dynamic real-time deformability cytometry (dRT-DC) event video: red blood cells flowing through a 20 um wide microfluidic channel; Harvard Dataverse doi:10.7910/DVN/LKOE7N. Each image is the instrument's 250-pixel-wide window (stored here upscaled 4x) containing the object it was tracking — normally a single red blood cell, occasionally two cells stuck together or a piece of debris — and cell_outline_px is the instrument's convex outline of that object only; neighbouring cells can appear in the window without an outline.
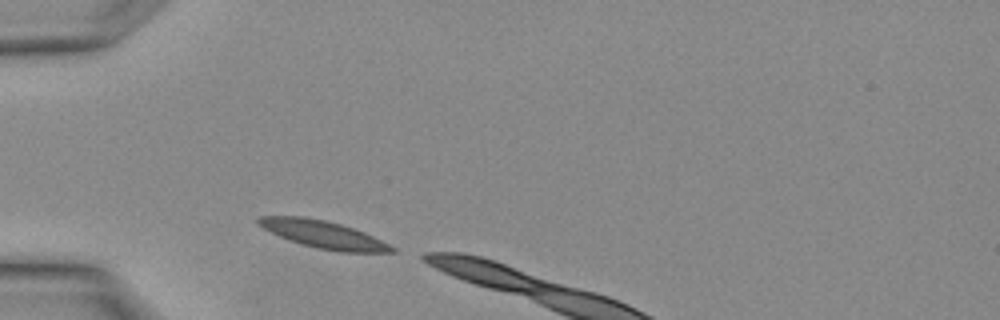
{"species": "Egyptian fruit bat (a non-hibernating species)", "species_latin": "Rousettus aegyptiacus", "temperature_condition": "warm", "stored_images_in_passage": 4, "camera_frame_rate_fps": 3000, "um_per_image_px": 0.085, "animal": {"sex": "female"}, "frame": {"image": 1, "passage_image": 1, "time_ms": 0.0, "image_size_px": [1000, 320], "cell_outline_px": [[396, 252], [340, 252], [316, 248], [280, 236], [256, 224], [256, 216], [304, 216], [324, 220], [340, 224], [364, 232], [396, 248]], "centroid_in_image_um": [27.47, 19.92], "position_along_channel_um": 57.5, "area_um2": 21.04}}
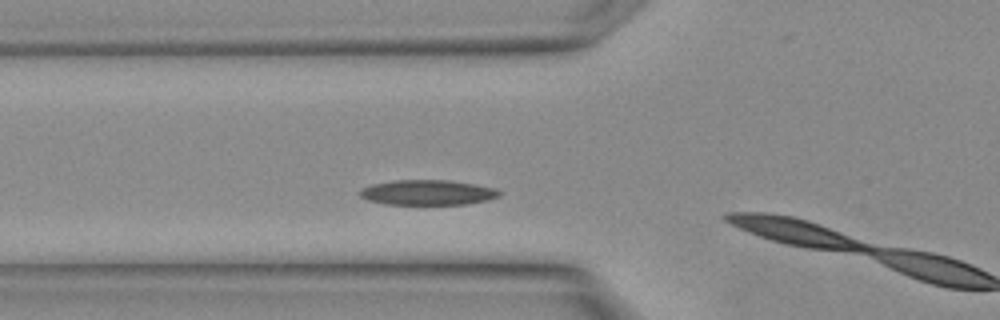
{"frame": {"image": 2, "passage_image": 3, "time_ms": 0.667, "image_size_px": [1000, 320], "cell_outline_px": [[504, 192], [500, 196], [488, 200], [464, 204], [384, 204], [368, 200], [360, 196], [360, 188], [372, 184], [392, 180], [448, 180], [496, 188]], "centroid_in_image_um": [36.35, 16.36], "position_along_channel_um": 89.4, "area_um2": 20.46}}